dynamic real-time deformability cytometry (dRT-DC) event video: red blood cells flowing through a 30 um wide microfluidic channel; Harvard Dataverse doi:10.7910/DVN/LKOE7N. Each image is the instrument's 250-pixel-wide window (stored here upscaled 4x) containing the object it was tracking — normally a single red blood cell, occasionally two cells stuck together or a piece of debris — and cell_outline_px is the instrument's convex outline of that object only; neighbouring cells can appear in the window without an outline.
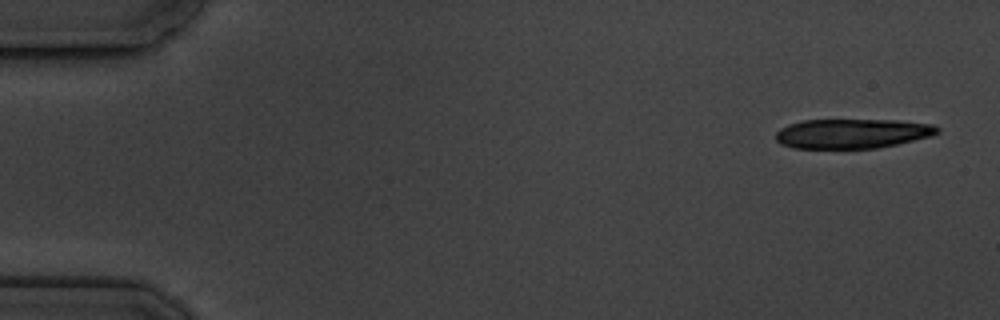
{"species": "common noctule bat (a hibernating species)", "species_latin": "Nyctalus noctula", "temperature_condition": "cold", "stored_images_in_passage": 4, "camera_frame_rate_fps": 3000, "um_per_image_px": 0.085, "animal": {"sex": "male", "body_mass_g": 19.5, "forearm_length_mm": 54.6}, "frame": {"image": 1, "passage_image": 1, "time_ms": 0.0, "image_size_px": [1000, 320], "cell_outline_px": [[940, 132], [928, 136], [896, 144], [876, 148], [792, 148], [780, 144], [776, 140], [776, 132], [780, 128], [788, 124], [804, 120], [900, 120], [932, 124], [940, 128]], "centroid_in_image_um": [72.4, 11.34], "position_along_channel_um": 12.6, "area_um2": 27.8}}